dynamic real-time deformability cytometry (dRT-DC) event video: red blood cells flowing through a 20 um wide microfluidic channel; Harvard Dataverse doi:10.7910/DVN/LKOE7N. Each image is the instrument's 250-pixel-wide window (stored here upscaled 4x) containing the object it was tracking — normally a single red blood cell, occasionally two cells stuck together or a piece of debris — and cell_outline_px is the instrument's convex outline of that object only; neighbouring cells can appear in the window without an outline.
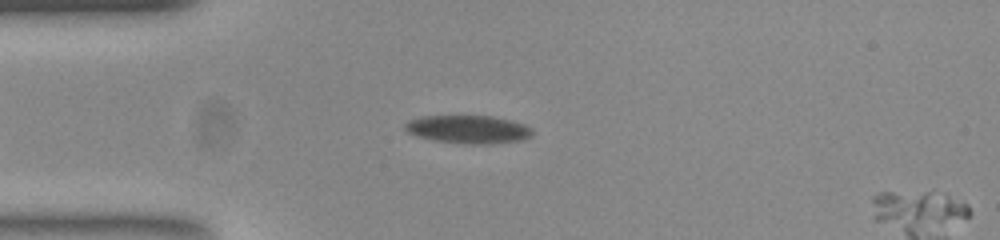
{"species": "common noctule bat (a hibernating species)", "species_latin": "Nyctalus noctula", "temperature_condition": "room temperature", "stored_images_in_passage": 47, "camera_frame_rate_fps": 3000, "um_per_image_px": 0.085, "animal": {"sex": "female", "body_mass_g": 23.0, "forearm_length_mm": 53.4}, "frame": {"image": 1, "passage_image": 8, "time_ms": 2.333, "image_size_px": [1000, 240], "cell_outline_px": [[532, 136], [524, 140], [492, 144], [472, 144], [436, 140], [416, 136], [408, 132], [404, 128], [404, 124], [408, 120], [420, 116], [492, 116], [524, 124], [532, 128]], "centroid_in_image_um": [39.81, 10.99], "position_along_channel_um": 45.2, "area_um2": 20.87}}
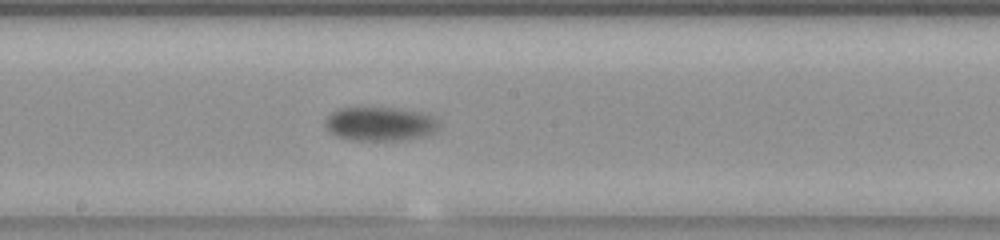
{"frame": {"image": 2, "passage_image": 23, "time_ms": 7.333, "image_size_px": [1000, 240], "cell_outline_px": [[440, 128], [436, 132], [428, 136], [404, 140], [348, 140], [336, 136], [324, 124], [328, 116], [332, 112], [340, 108], [400, 108], [420, 112], [432, 116], [440, 124]], "centroid_in_image_um": [32.36, 10.54], "position_along_channel_um": 215.8, "area_um2": 22.66}}
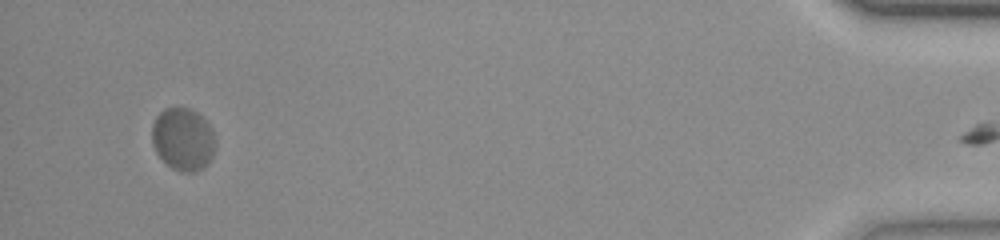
{"frame": {"image": 3, "passage_image": 46, "time_ms": 15.0, "image_size_px": [1000, 240], "cell_outline_px": [[216, 148], [208, 164], [204, 168], [196, 172], [180, 172], [172, 168], [156, 152], [152, 144], [152, 124], [156, 116], [164, 108], [188, 108], [196, 112], [212, 128], [216, 140]], "centroid_in_image_um": [15.58, 11.85], "position_along_channel_um": 419.6, "area_um2": 23.35}, "authors_computed_cell_mechanics": {"area_um2": 21.675, "velocity_mm_per_s": 3.7374, "shape_relaxation_time_tau1_ms": 4.6358, "shape_relaxation_time_tau2_ms": null, "deformation_change_tau1": 0.1229, "deformation_change_tau2": null}}